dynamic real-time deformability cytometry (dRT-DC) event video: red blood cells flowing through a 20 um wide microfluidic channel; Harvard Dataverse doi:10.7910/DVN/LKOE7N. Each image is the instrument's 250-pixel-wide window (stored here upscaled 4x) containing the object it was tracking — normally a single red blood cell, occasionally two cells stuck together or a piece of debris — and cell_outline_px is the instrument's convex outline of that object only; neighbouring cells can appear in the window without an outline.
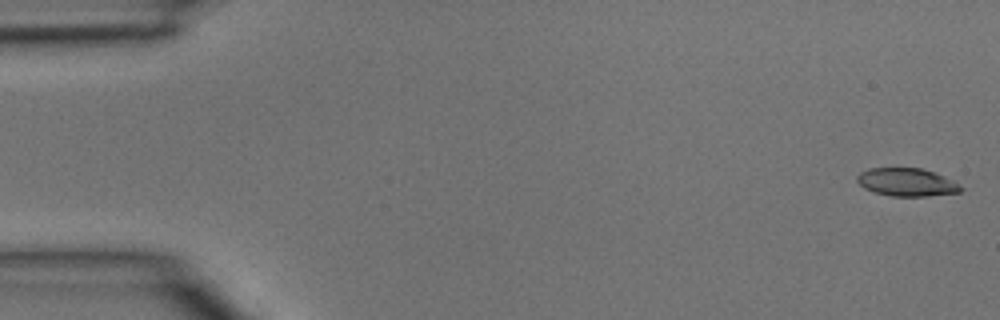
{"species": "common noctule bat (a hibernating species)", "species_latin": "Nyctalus noctula", "temperature_condition": "room temperature", "stored_images_in_passage": 4, "camera_frame_rate_fps": 3000, "um_per_image_px": 0.085, "animal": {"sex": "male", "body_mass_g": 15.6}, "frame": {"image": 1, "passage_image": 1, "time_ms": 0.0, "image_size_px": [1000, 320], "cell_outline_px": [[964, 188], [960, 192], [928, 196], [892, 196], [876, 192], [864, 188], [856, 180], [856, 176], [860, 172], [868, 168], [920, 168], [936, 172], [952, 180]], "centroid_in_image_um": [77.08, 15.48], "position_along_channel_um": 7.9, "area_um2": 16.94}}